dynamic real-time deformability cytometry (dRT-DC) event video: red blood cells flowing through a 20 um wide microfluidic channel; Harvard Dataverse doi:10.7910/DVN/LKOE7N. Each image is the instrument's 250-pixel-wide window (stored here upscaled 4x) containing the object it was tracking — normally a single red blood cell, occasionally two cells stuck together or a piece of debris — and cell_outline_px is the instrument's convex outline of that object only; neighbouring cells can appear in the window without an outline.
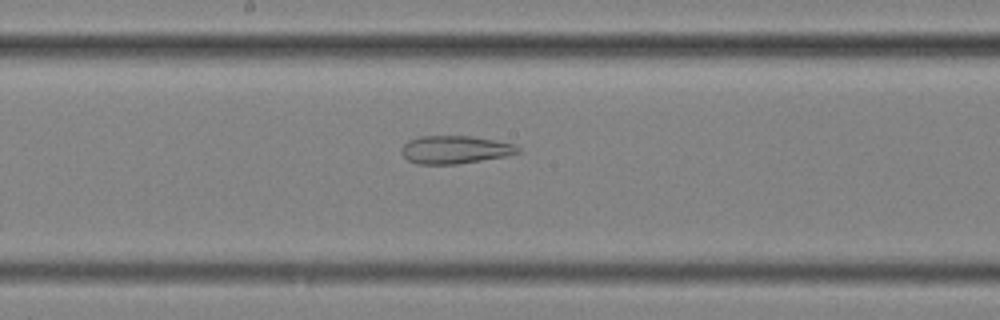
{"species": "common noctule bat (a hibernating species)", "species_latin": "Nyctalus noctula", "temperature_condition": "cold", "stored_images_in_passage": 40, "camera_frame_rate_fps": 3000, "um_per_image_px": 0.085, "animal": {"sex": "female", "body_mass_g": 25.1}, "frame": {"image": 1, "passage_image": 14, "time_ms": 4.333, "image_size_px": [1000, 320], "cell_outline_px": [[520, 152], [508, 156], [456, 164], [416, 164], [408, 160], [400, 152], [400, 148], [408, 140], [420, 136], [472, 136], [516, 144], [520, 148]], "centroid_in_image_um": [38.67, 12.72], "position_along_channel_um": 209.5, "area_um2": 19.13}}
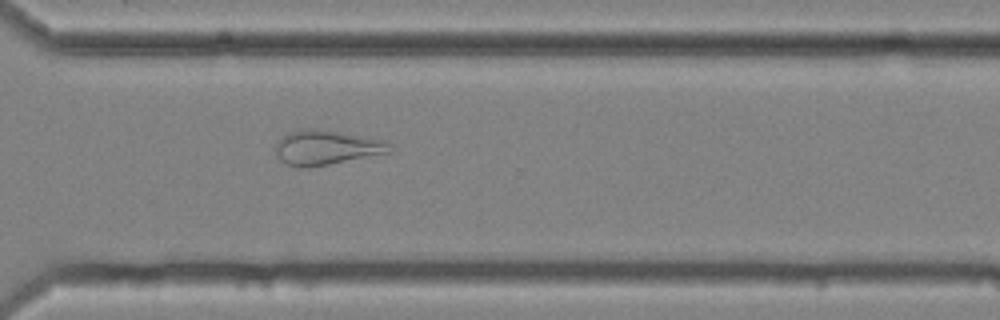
{"frame": {"image": 2, "passage_image": 25, "time_ms": 8.0, "image_size_px": [1000, 320], "cell_outline_px": [[392, 152], [308, 168], [300, 168], [288, 164], [280, 160], [276, 156], [276, 140], [288, 132], [308, 128], [316, 128], [340, 132], [360, 136], [376, 140], [388, 144]], "centroid_in_image_um": [27.64, 12.55], "position_along_channel_um": 343.0, "area_um2": 22.72}}
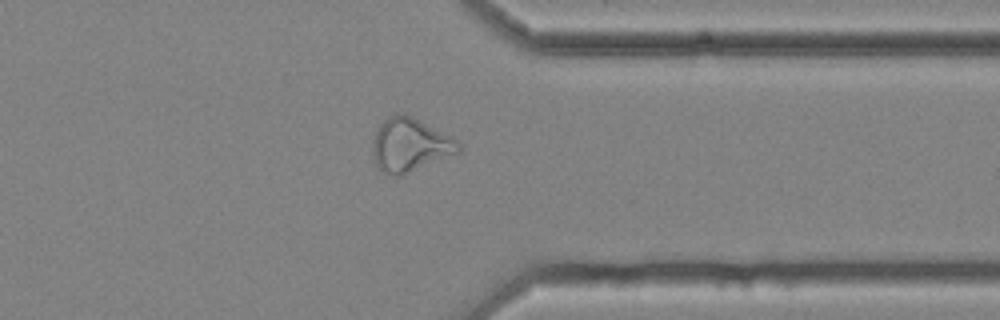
{"frame": {"image": 3, "passage_image": 28, "time_ms": 9.0, "image_size_px": [1000, 320], "cell_outline_px": [[464, 148], [460, 152], [396, 176], [384, 172], [376, 164], [372, 152], [372, 140], [380, 124], [388, 116], [396, 112], [404, 112], [452, 136], [464, 144]], "centroid_in_image_um": [34.88, 12.26], "position_along_channel_um": 376.5, "area_um2": 26.76}, "authors_computed_cell_mechanics": {"area_um2": 24.4205, "velocity_mm_per_s": 3.6324, "shape_relaxation_time_tau1_ms": null, "shape_relaxation_time_tau2_ms": 3.1763, "deformation_change_tau1": null, "deformation_change_tau2": 0.1254}}